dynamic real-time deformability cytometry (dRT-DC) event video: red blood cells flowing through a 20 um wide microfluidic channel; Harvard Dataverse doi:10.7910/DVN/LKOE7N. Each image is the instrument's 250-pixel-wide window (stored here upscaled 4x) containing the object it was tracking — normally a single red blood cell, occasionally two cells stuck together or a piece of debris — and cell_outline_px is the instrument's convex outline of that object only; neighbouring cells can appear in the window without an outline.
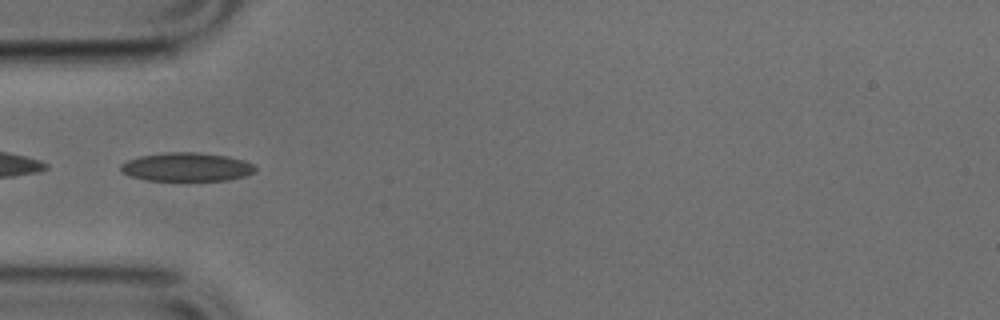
{"species": "common noctule bat (a hibernating species)", "species_latin": "Nyctalus noctula", "temperature_condition": "cold", "stored_images_in_passage": 4, "camera_frame_rate_fps": 3000, "um_per_image_px": 0.085, "animal": {"sex": "male", "body_mass_g": 17.9, "forearm_length_mm": 54.2}, "frame": {"image": 1, "passage_image": 1, "time_ms": 0.0, "image_size_px": [1000, 320], "cell_outline_px": [[256, 172], [244, 176], [228, 180], [148, 180], [132, 176], [120, 172], [120, 164], [128, 160], [140, 156], [168, 152], [196, 152], [224, 156], [244, 160], [252, 164], [256, 168]], "centroid_in_image_um": [15.86, 14.19], "position_along_channel_um": 69.1, "area_um2": 22.25}}